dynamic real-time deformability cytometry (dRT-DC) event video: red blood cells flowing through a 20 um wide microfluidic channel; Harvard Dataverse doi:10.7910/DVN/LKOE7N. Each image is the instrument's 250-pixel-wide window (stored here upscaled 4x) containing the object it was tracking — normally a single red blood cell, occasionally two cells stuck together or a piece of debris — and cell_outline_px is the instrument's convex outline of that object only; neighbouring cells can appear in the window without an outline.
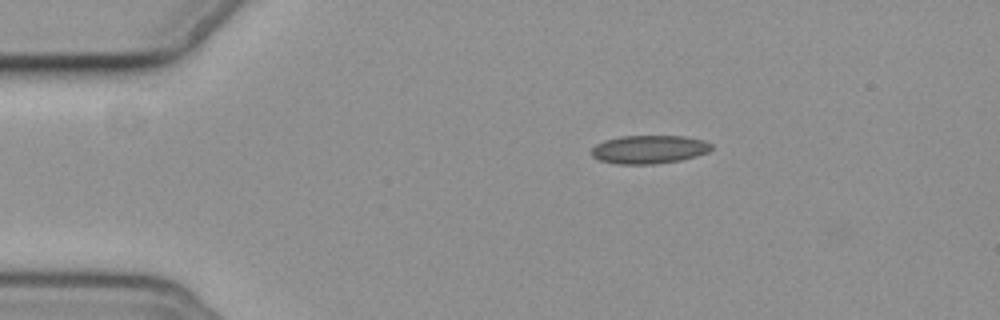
{"species": "common noctule bat (a hibernating species)", "species_latin": "Nyctalus noctula", "temperature_condition": "cold", "stored_images_in_passage": 5, "camera_frame_rate_fps": 3000, "um_per_image_px": 0.085, "animal": {"sex": "female", "body_mass_g": 19.3, "forearm_length_mm": 54.1}, "frame": {"image": 1, "passage_image": 5, "time_ms": 5.667, "image_size_px": [1000, 320], "cell_outline_px": [[712, 148], [708, 152], [696, 156], [680, 160], [656, 164], [616, 164], [600, 160], [592, 156], [592, 148], [596, 144], [604, 140], [620, 136], [684, 136], [704, 140], [712, 144]], "centroid_in_image_um": [55.18, 12.7], "position_along_channel_um": 29.8, "area_um2": 19.88}}